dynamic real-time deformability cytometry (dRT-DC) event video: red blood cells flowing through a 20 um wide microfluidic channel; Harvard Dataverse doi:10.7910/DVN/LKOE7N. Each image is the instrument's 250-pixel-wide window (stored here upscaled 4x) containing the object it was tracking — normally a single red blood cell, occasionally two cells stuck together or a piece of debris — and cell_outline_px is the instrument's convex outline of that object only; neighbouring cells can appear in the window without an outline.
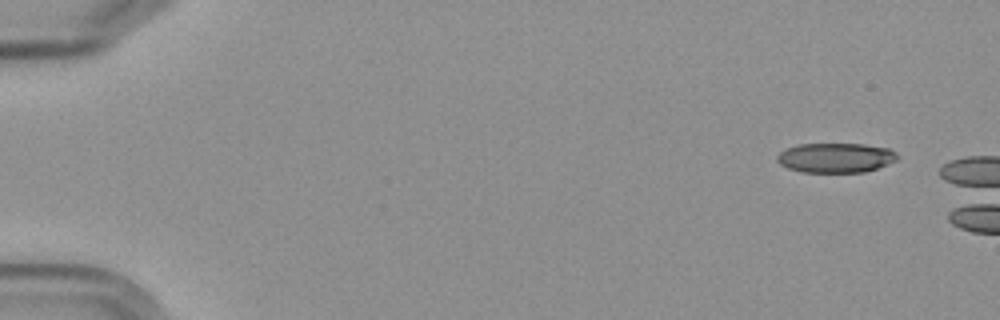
{"species": "Egyptian fruit bat (a non-hibernating species)", "species_latin": "Rousettus aegyptiacus", "temperature_condition": "cold", "stored_images_in_passage": 2, "camera_frame_rate_fps": 3000, "um_per_image_px": 0.085, "frame": {"image": 1, "passage_image": 1, "time_ms": 0.0, "image_size_px": [1000, 320], "cell_outline_px": [[900, 156], [896, 160], [876, 168], [864, 172], [804, 172], [788, 168], [780, 164], [776, 160], [776, 156], [784, 148], [800, 144], [864, 144], [888, 148], [896, 152]], "centroid_in_image_um": [71.01, 13.4], "position_along_channel_um": 14.0, "area_um2": 20.81}}